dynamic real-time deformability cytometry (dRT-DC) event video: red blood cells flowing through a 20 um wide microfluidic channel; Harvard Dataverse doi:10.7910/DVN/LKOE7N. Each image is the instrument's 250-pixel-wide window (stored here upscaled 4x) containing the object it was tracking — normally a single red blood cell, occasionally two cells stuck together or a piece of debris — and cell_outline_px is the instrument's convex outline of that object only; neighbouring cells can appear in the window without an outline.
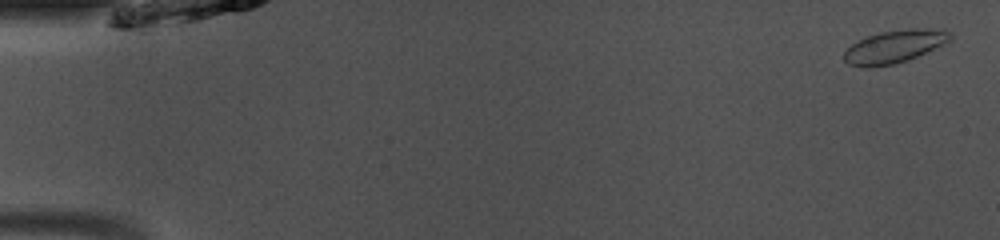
{"species": "common noctule bat (a hibernating species)", "species_latin": "Nyctalus noctula", "temperature_condition": "room temperature", "stored_images_in_passage": 50, "camera_frame_rate_fps": 3000, "um_per_image_px": 0.085, "animal": {"sex": "male", "body_mass_g": 13.0, "forearm_length_mm": 53.1}, "frame": {"image": 1, "passage_image": 2, "time_ms": 0.333, "image_size_px": [1000, 240], "cell_outline_px": [[952, 40], [944, 44], [908, 60], [892, 64], [868, 68], [864, 68], [848, 64], [844, 60], [844, 52], [852, 44], [868, 36], [880, 32], [912, 28], [948, 28], [952, 32]], "centroid_in_image_um": [76.09, 3.94], "position_along_channel_um": 8.9, "area_um2": 20.52}}
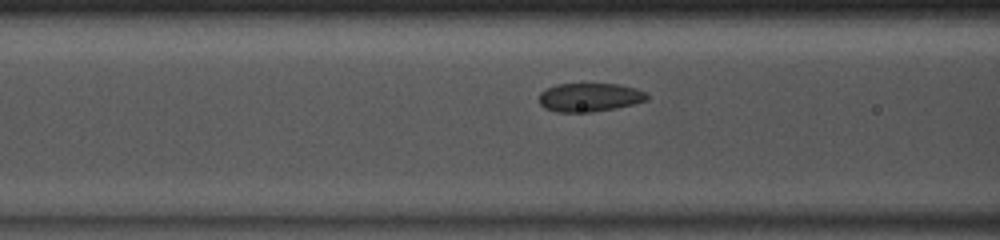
{"frame": {"image": 2, "passage_image": 20, "time_ms": 6.333, "image_size_px": [1000, 240], "cell_outline_px": [[648, 100], [616, 108], [592, 112], [556, 112], [544, 108], [540, 104], [540, 92], [556, 84], [620, 84], [636, 88], [648, 92]], "centroid_in_image_um": [50.14, 8.27], "position_along_channel_um": 116.5, "area_um2": 18.09}}
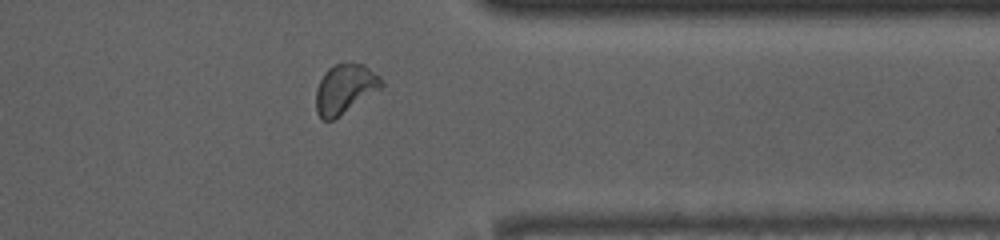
{"frame": {"image": 3, "passage_image": 40, "time_ms": 13.0, "image_size_px": [1000, 240], "cell_outline_px": [[384, 84], [380, 88], [332, 120], [324, 120], [316, 112], [316, 88], [324, 72], [328, 68], [336, 64], [364, 64], [380, 76]], "centroid_in_image_um": [29.29, 7.53], "position_along_channel_um": 382.1, "area_um2": 18.38}, "authors_computed_cell_mechanics": {"area_um2": 18.7561, "velocity_mm_per_s": 4.0674, "shape_relaxation_time_tau1_ms": 6.4373, "shape_relaxation_time_tau2_ms": 3.1613, "deformation_change_tau1": 0.1214, "deformation_change_tau2": 0.0471}}